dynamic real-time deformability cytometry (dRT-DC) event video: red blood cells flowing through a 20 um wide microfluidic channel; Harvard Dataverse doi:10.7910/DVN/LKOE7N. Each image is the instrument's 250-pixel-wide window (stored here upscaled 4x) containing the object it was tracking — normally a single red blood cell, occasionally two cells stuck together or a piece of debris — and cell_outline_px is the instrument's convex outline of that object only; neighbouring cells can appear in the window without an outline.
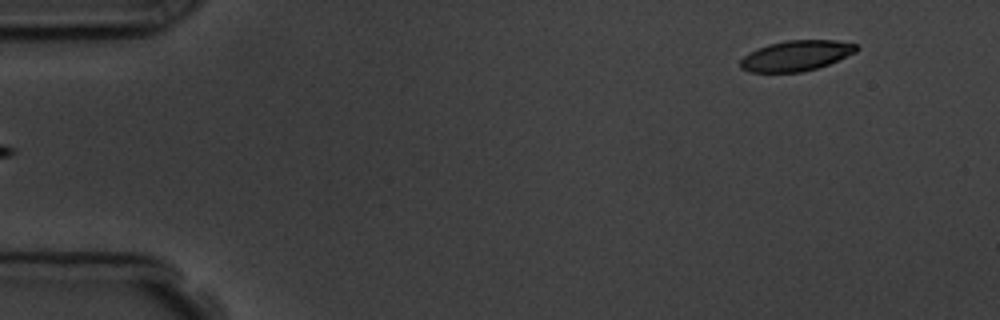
{"species": "common noctule bat (a hibernating species)", "species_latin": "Nyctalus noctula", "temperature_condition": "room temperature", "stored_images_in_passage": 4, "segment_of_instrument_passage": [2, 2], "camera_frame_rate_fps": 3000, "um_per_image_px": 0.085, "animal": {"sex": "male", "body_mass_g": 19.5, "forearm_length_mm": 54.6}, "frame": {"image": 1, "passage_image": 4, "time_ms": 4.333, "image_size_px": [1000, 320], "cell_outline_px": [[860, 48], [856, 52], [828, 64], [816, 68], [800, 72], [748, 72], [740, 68], [740, 60], [748, 52], [756, 48], [768, 44], [788, 40], [836, 40], [856, 44]], "centroid_in_image_um": [67.65, 4.73], "position_along_channel_um": 17.4, "area_um2": 20.63}}